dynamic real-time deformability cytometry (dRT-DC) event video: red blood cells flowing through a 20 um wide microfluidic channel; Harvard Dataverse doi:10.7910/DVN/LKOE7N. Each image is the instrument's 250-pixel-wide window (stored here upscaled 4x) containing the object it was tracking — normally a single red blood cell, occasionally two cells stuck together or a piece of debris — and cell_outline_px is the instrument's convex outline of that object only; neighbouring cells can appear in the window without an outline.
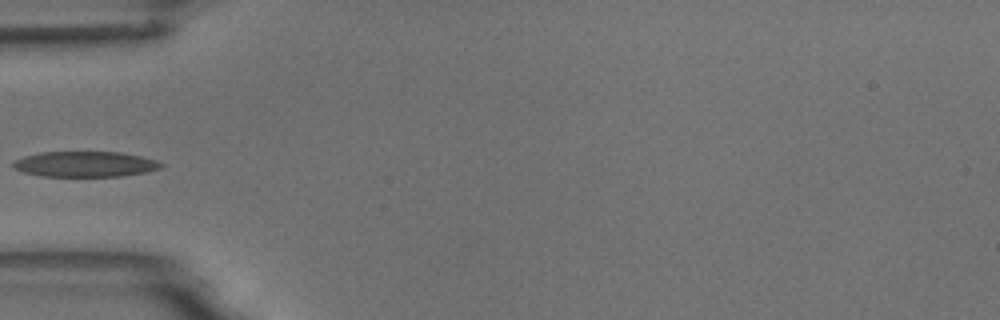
{"species": "common noctule bat (a hibernating species)", "species_latin": "Nyctalus noctula", "temperature_condition": "room temperature", "stored_images_in_passage": 5, "camera_frame_rate_fps": 3000, "um_per_image_px": 0.085, "animal": {"sex": "male", "body_mass_g": 18.8}, "frame": {"image": 1, "passage_image": 5, "time_ms": 5.0, "image_size_px": [1000, 320], "cell_outline_px": [[164, 164], [160, 168], [148, 172], [120, 176], [40, 176], [24, 172], [12, 168], [12, 164], [16, 160], [24, 156], [40, 152], [120, 152], [140, 156], [156, 160]], "centroid_in_image_um": [7.23, 13.95], "position_along_channel_um": 77.8, "area_um2": 21.96}}